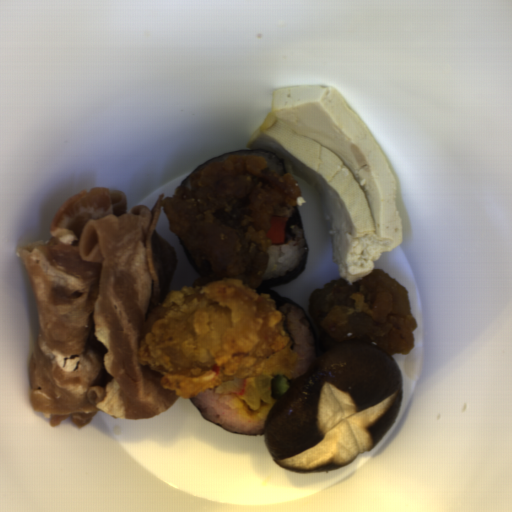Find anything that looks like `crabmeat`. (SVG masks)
I'll use <instances>...</instances> for the list:
<instances>
[{"label": "crabmeat", "mask_w": 512, "mask_h": 512, "mask_svg": "<svg viewBox=\"0 0 512 512\" xmlns=\"http://www.w3.org/2000/svg\"><path fill=\"white\" fill-rule=\"evenodd\" d=\"M248 377H236L217 385H214L216 395L237 396L242 395L245 390Z\"/></svg>", "instance_id": "f7934b28"}]
</instances>
